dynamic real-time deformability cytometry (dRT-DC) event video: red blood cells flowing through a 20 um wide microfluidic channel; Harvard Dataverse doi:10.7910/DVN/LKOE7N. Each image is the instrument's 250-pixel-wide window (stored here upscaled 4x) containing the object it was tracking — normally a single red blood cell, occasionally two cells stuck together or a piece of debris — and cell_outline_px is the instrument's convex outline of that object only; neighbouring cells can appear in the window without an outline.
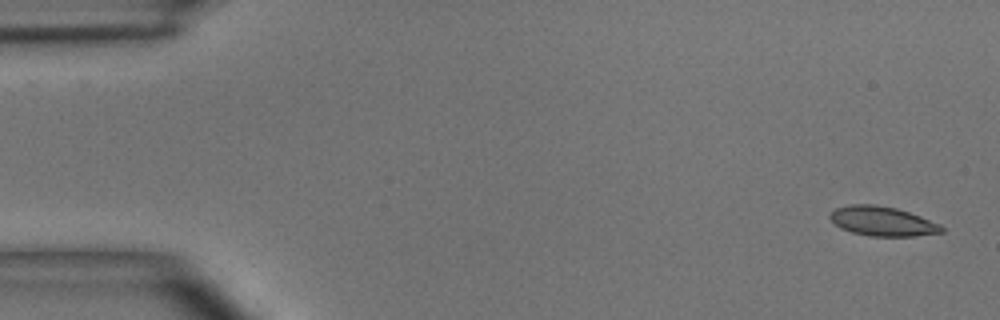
{"species": "common noctule bat (a hibernating species)", "species_latin": "Nyctalus noctula", "temperature_condition": "room temperature", "stored_images_in_passage": 50, "camera_frame_rate_fps": 3000, "um_per_image_px": 0.085, "animal": {"sex": "male", "body_mass_g": 15.6}, "frame": {"image": 1, "passage_image": 1, "time_ms": 0.0, "image_size_px": [1000, 320], "cell_outline_px": [[944, 232], [916, 236], [868, 236], [852, 232], [840, 228], [828, 216], [836, 208], [848, 204], [876, 204], [896, 208], [920, 216], [940, 224], [944, 228]], "centroid_in_image_um": [75.01, 18.8], "position_along_channel_um": 10.0, "area_um2": 19.19}}
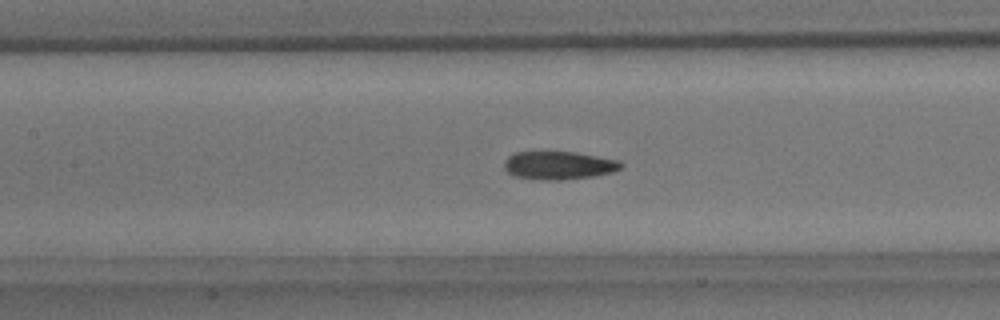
{"frame": {"image": 2, "passage_image": 22, "time_ms": 7.0, "image_size_px": [1000, 320], "cell_outline_px": [[624, 168], [612, 172], [592, 176], [560, 180], [540, 180], [512, 176], [504, 168], [504, 160], [508, 156], [516, 152], [576, 152], [620, 160], [624, 164]], "centroid_in_image_um": [47.51, 14.06], "position_along_channel_um": 159.9, "area_um2": 19.36}}
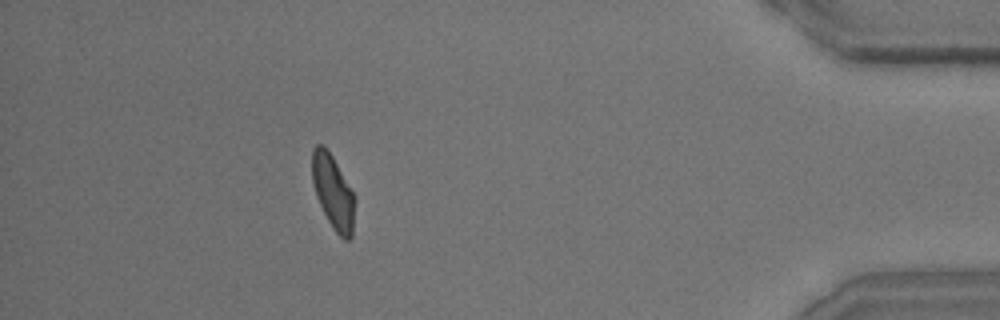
{"frame": {"image": 3, "passage_image": 45, "time_ms": 14.667, "image_size_px": [1000, 320], "cell_outline_px": [[356, 200], [352, 236], [348, 240], [344, 240], [332, 228], [316, 196], [312, 180], [312, 148], [316, 144], [324, 144], [328, 148], [356, 196]], "centroid_in_image_um": [28.33, 16.29], "position_along_channel_um": 406.9, "area_um2": 18.79}, "authors_computed_cell_mechanics": {"area_um2": 19.3919, "velocity_mm_per_s": 3.8969, "shape_relaxation_time_tau1_ms": 5.7269, "shape_relaxation_time_tau2_ms": 1.6451, "deformation_change_tau1": 0.1713, "deformation_change_tau2": 0.0792}}